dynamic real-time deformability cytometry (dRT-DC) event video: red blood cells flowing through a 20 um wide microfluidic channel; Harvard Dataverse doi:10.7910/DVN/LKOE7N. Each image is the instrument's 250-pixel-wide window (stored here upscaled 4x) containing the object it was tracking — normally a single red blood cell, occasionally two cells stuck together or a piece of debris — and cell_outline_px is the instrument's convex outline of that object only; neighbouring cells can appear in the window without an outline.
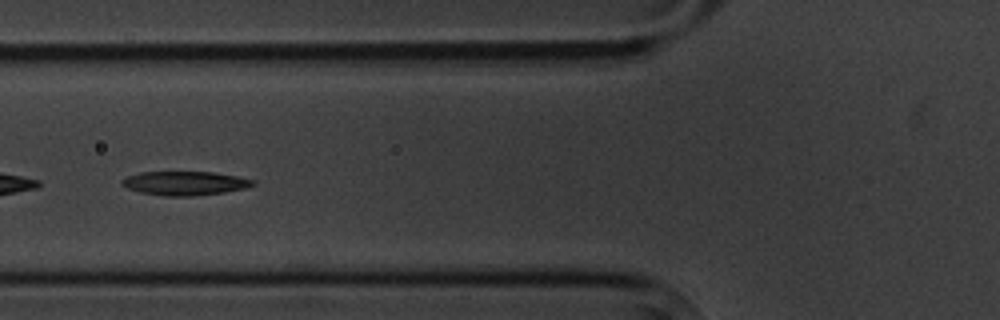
{"species": "common noctule bat (a hibernating species)", "species_latin": "Nyctalus noctula", "temperature_condition": "cold", "stored_images_in_passage": 10, "camera_frame_rate_fps": 3000, "um_per_image_px": 0.085, "animal": {"sex": "male", "body_mass_g": 20.1, "forearm_length_mm": 53.5}, "frame": {"image": 1, "passage_image": 6, "time_ms": 7.0, "image_size_px": [1000, 320], "cell_outline_px": [[256, 184], [244, 188], [224, 192], [192, 196], [164, 196], [140, 192], [128, 188], [120, 184], [120, 180], [128, 176], [140, 172], [212, 172], [236, 176], [252, 180]], "centroid_in_image_um": [15.66, 15.57], "position_along_channel_um": 110.1, "area_um2": 18.09}}
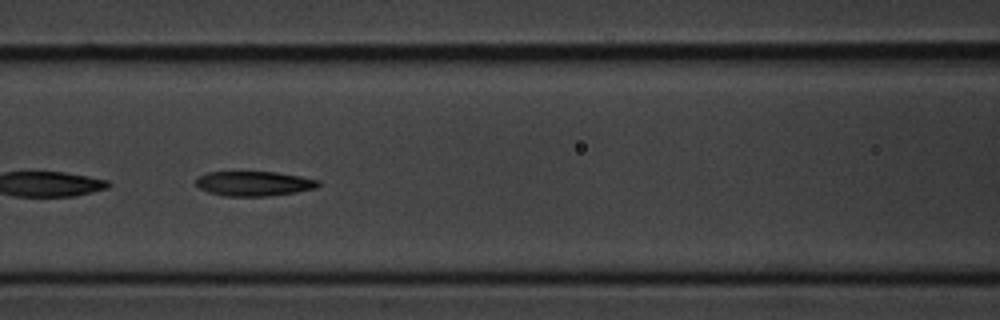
{"frame": {"image": 2, "passage_image": 7, "time_ms": 8.0, "image_size_px": [1000, 320], "cell_outline_px": [[320, 184], [316, 188], [296, 192], [268, 196], [224, 196], [208, 192], [200, 188], [196, 184], [196, 176], [208, 172], [276, 172], [300, 176], [320, 180]], "centroid_in_image_um": [21.58, 15.6], "position_along_channel_um": 145.0, "area_um2": 17.69}}